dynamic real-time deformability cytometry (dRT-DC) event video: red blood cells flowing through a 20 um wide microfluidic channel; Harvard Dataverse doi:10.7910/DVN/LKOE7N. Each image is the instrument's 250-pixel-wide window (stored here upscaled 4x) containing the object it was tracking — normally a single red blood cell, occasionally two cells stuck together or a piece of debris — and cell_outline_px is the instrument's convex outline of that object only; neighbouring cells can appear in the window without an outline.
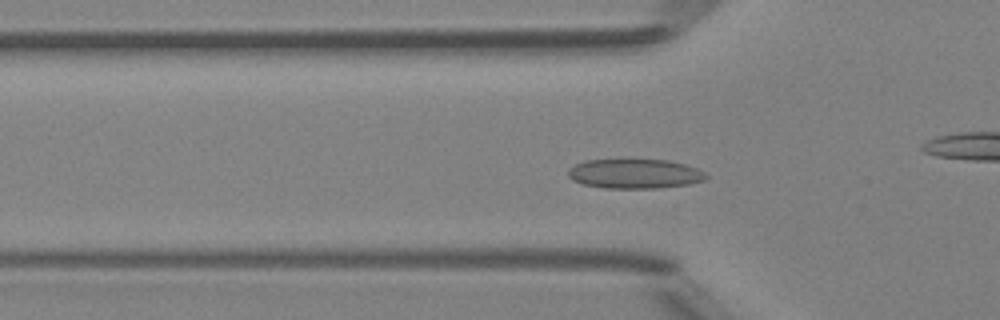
{"species": "Egyptian fruit bat (a non-hibernating species)", "species_latin": "Rousettus aegyptiacus", "temperature_condition": "room temperature", "stored_images_in_passage": 43, "camera_frame_rate_fps": 3000, "um_per_image_px": 0.085, "animal": {"sex": "female"}, "frame": {"image": 1, "passage_image": 9, "time_ms": 2.667, "image_size_px": [1000, 320], "cell_outline_px": [[708, 176], [704, 180], [688, 184], [656, 188], [604, 188], [584, 184], [572, 180], [568, 176], [568, 168], [584, 160], [624, 156], [668, 160], [684, 164], [696, 168], [704, 172]], "centroid_in_image_um": [53.89, 14.71], "position_along_channel_um": 71.9, "area_um2": 24.8}}
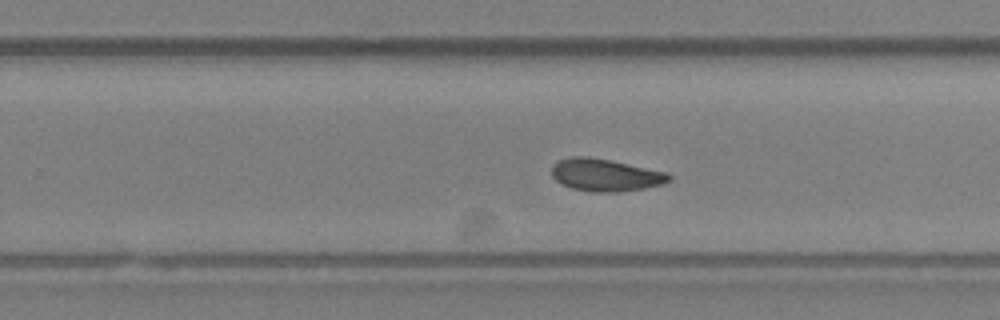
{"frame": {"image": 2, "passage_image": 24, "time_ms": 7.667, "image_size_px": [1000, 320], "cell_outline_px": [[672, 176], [668, 180], [660, 184], [644, 188], [620, 192], [592, 192], [572, 188], [556, 180], [552, 176], [552, 164], [556, 160], [572, 156], [588, 156], [668, 172]], "centroid_in_image_um": [51.42, 14.87], "position_along_channel_um": 278.4, "area_um2": 22.02}}
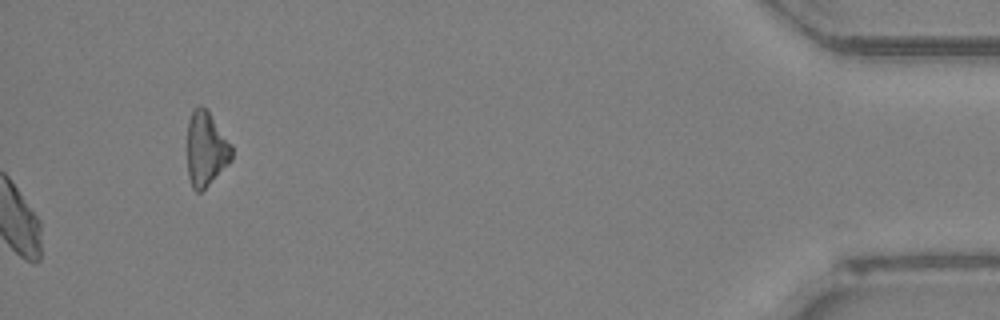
{"frame": {"image": 3, "passage_image": 43, "time_ms": 14.0, "image_size_px": [1000, 320], "cell_outline_px": [[232, 160], [200, 192], [196, 192], [192, 188], [188, 176], [188, 120], [192, 112], [200, 104], [208, 108], [232, 144]], "centroid_in_image_um": [17.52, 12.61], "position_along_channel_um": 417.7, "area_um2": 19.42}, "authors_computed_cell_mechanics": {"area_um2": 22.0218, "velocity_mm_per_s": 4.1422, "shape_relaxation_time_tau1_ms": null, "shape_relaxation_time_tau2_ms": 2.3342, "deformation_change_tau1": null, "deformation_change_tau2": 0.0665}}